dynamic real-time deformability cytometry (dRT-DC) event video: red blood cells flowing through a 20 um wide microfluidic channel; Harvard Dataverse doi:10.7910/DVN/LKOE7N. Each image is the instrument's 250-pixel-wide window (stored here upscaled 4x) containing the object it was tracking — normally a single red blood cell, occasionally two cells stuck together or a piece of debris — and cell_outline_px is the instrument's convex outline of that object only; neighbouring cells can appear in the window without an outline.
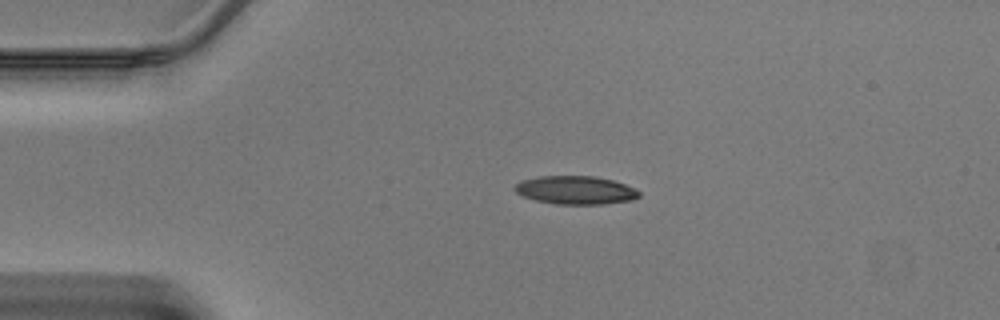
{"species": "Egyptian fruit bat (a non-hibernating species)", "species_latin": "Rousettus aegyptiacus", "temperature_condition": "warm", "stored_images_in_passage": 41, "camera_frame_rate_fps": 3000, "um_per_image_px": 0.085, "animal": {"sex": "male"}, "frame": {"image": 1, "passage_image": 6, "time_ms": 1.667, "image_size_px": [1000, 320], "cell_outline_px": [[640, 196], [632, 200], [604, 204], [556, 204], [536, 200], [524, 196], [516, 192], [512, 188], [520, 180], [540, 176], [596, 176], [612, 180], [636, 188], [640, 192]], "centroid_in_image_um": [48.93, 16.15], "position_along_channel_um": 36.1, "area_um2": 20.58}}
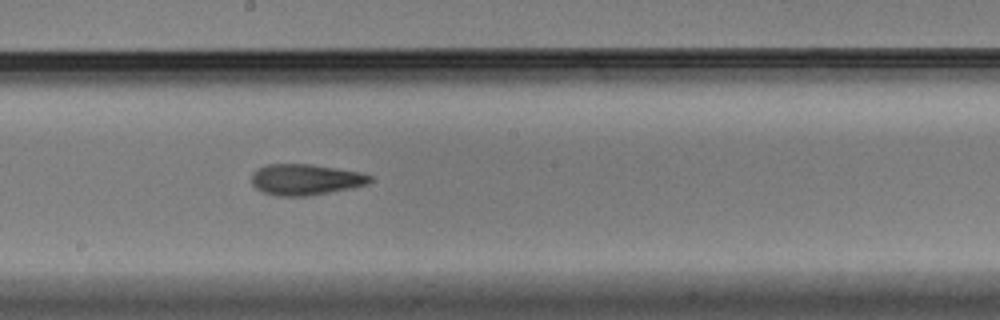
{"frame": {"image": 2, "passage_image": 21, "time_ms": 6.667, "image_size_px": [1000, 320], "cell_outline_px": [[372, 180], [368, 184], [352, 188], [308, 196], [276, 196], [264, 192], [256, 188], [252, 184], [252, 172], [256, 168], [268, 164], [312, 164], [360, 172], [372, 176]], "centroid_in_image_um": [25.96, 15.26], "position_along_channel_um": 222.2, "area_um2": 21.5}}
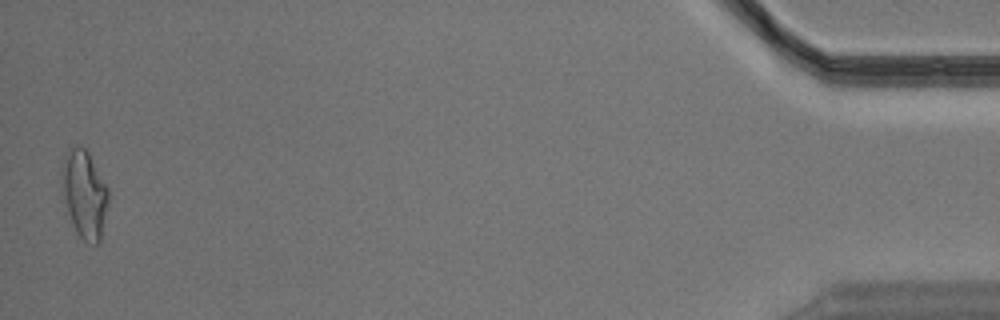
{"frame": {"image": 3, "passage_image": 41, "time_ms": 13.333, "image_size_px": [1000, 320], "cell_outline_px": [[108, 204], [100, 244], [96, 244], [84, 240], [76, 232], [60, 200], [64, 164], [72, 148], [76, 144], [84, 148], [88, 152], [108, 188]], "centroid_in_image_um": [7.17, 16.59], "position_along_channel_um": 428.0, "area_um2": 23.76}}